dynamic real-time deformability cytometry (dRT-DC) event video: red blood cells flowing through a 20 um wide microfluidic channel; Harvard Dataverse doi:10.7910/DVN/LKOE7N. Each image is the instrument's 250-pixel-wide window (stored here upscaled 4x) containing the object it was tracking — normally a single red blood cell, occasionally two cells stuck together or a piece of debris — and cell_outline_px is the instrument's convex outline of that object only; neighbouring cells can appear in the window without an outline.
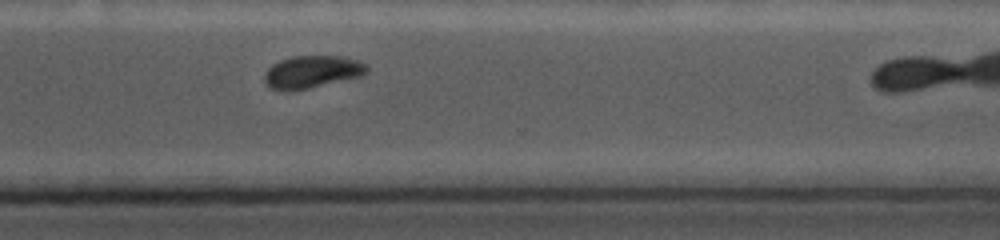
{"species": "common noctule bat (a hibernating species)", "species_latin": "Nyctalus noctula", "temperature_condition": "cold", "stored_images_in_passage": 19, "camera_frame_rate_fps": 5000, "um_per_image_px": 0.085, "animal": {"sex": "female", "body_mass_g": 19.0, "forearm_length_mm": 56.7}, "frame": {"image": 1, "passage_image": 14, "time_ms": 8.2, "image_size_px": [1000, 240], "cell_outline_px": [[368, 72], [360, 76], [308, 88], [272, 88], [264, 80], [264, 76], [268, 68], [272, 64], [280, 60], [292, 56], [340, 56], [356, 60], [368, 64]], "centroid_in_image_um": [26.57, 6.06], "position_along_channel_um": 344.0, "area_um2": 18.73}}
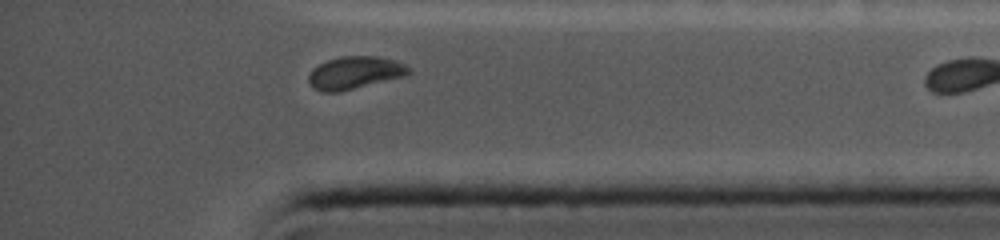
{"frame": {"image": 2, "passage_image": 16, "time_ms": 9.8, "image_size_px": [1000, 240], "cell_outline_px": [[412, 72], [408, 76], [340, 92], [320, 92], [312, 88], [308, 84], [308, 76], [312, 68], [328, 60], [340, 56], [380, 56], [396, 60], [412, 68]], "centroid_in_image_um": [30.19, 6.19], "position_along_channel_um": 405.0, "area_um2": 19.59}}